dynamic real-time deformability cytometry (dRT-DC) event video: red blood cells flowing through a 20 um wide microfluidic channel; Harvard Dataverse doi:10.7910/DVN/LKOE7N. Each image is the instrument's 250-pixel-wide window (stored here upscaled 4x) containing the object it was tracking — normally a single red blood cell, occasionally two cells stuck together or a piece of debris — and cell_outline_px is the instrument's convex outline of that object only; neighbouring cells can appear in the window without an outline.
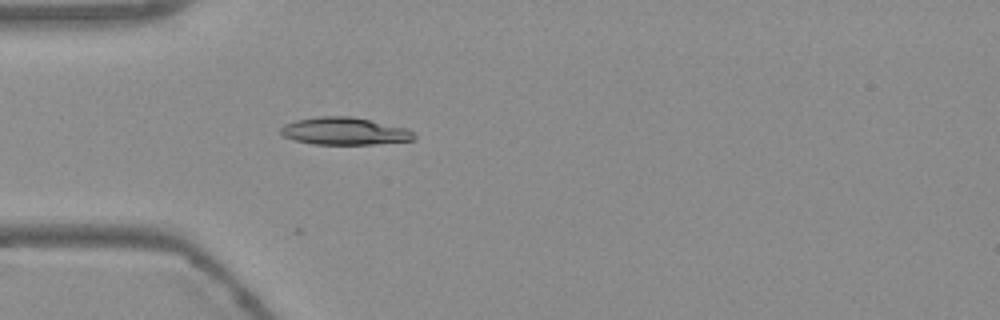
{"species": "Egyptian fruit bat (a non-hibernating species)", "species_latin": "Rousettus aegyptiacus", "temperature_condition": "warm", "stored_images_in_passage": 9, "camera_frame_rate_fps": 3000, "um_per_image_px": 0.085, "frame": {"image": 1, "passage_image": 1, "time_ms": 0.0, "image_size_px": [1000, 320], "cell_outline_px": [[416, 140], [372, 144], [312, 144], [296, 140], [284, 136], [280, 132], [280, 128], [284, 124], [296, 120], [320, 116], [352, 116], [408, 128], [416, 136]], "centroid_in_image_um": [29.31, 11.14], "position_along_channel_um": 55.7, "area_um2": 21.33}}
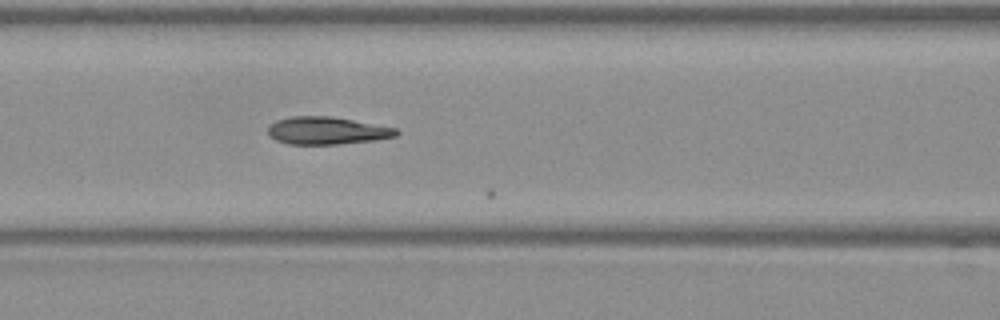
{"frame": {"image": 2, "passage_image": 8, "time_ms": 2.333, "image_size_px": [1000, 320], "cell_outline_px": [[400, 132], [396, 136], [376, 140], [336, 144], [288, 144], [276, 140], [268, 136], [268, 128], [276, 120], [292, 116], [332, 116], [396, 128]], "centroid_in_image_um": [27.78, 11.1], "position_along_channel_um": 138.8, "area_um2": 20.58}}